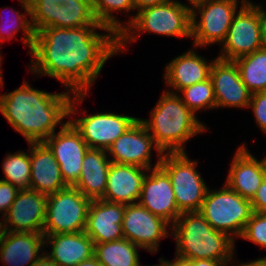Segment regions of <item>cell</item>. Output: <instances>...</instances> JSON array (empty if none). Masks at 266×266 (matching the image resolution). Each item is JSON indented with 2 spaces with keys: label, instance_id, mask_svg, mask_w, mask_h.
Instances as JSON below:
<instances>
[{
  "label": "cell",
  "instance_id": "20",
  "mask_svg": "<svg viewBox=\"0 0 266 266\" xmlns=\"http://www.w3.org/2000/svg\"><path fill=\"white\" fill-rule=\"evenodd\" d=\"M147 170L135 165L111 162L106 191L101 199L124 205L138 202Z\"/></svg>",
  "mask_w": 266,
  "mask_h": 266
},
{
  "label": "cell",
  "instance_id": "11",
  "mask_svg": "<svg viewBox=\"0 0 266 266\" xmlns=\"http://www.w3.org/2000/svg\"><path fill=\"white\" fill-rule=\"evenodd\" d=\"M44 143L58 162L65 184L73 187L81 175L82 162L89 149L81 133L68 120L61 125L58 133L51 134Z\"/></svg>",
  "mask_w": 266,
  "mask_h": 266
},
{
  "label": "cell",
  "instance_id": "24",
  "mask_svg": "<svg viewBox=\"0 0 266 266\" xmlns=\"http://www.w3.org/2000/svg\"><path fill=\"white\" fill-rule=\"evenodd\" d=\"M44 240L43 233L6 231L0 246L1 263L7 266L32 265L45 247Z\"/></svg>",
  "mask_w": 266,
  "mask_h": 266
},
{
  "label": "cell",
  "instance_id": "32",
  "mask_svg": "<svg viewBox=\"0 0 266 266\" xmlns=\"http://www.w3.org/2000/svg\"><path fill=\"white\" fill-rule=\"evenodd\" d=\"M22 4V8L24 9V13H19L12 9L15 12L13 17H9L11 20L5 21L2 25L0 23V41L9 40L16 36L18 30L22 29L23 39H21L25 46L29 48V53L31 52L35 32L31 25V19H28L26 16H30V2L29 0H18ZM27 13V14H26ZM15 35V36H14Z\"/></svg>",
  "mask_w": 266,
  "mask_h": 266
},
{
  "label": "cell",
  "instance_id": "29",
  "mask_svg": "<svg viewBox=\"0 0 266 266\" xmlns=\"http://www.w3.org/2000/svg\"><path fill=\"white\" fill-rule=\"evenodd\" d=\"M34 32L47 27L61 28L63 0H29Z\"/></svg>",
  "mask_w": 266,
  "mask_h": 266
},
{
  "label": "cell",
  "instance_id": "3",
  "mask_svg": "<svg viewBox=\"0 0 266 266\" xmlns=\"http://www.w3.org/2000/svg\"><path fill=\"white\" fill-rule=\"evenodd\" d=\"M150 114L149 120L139 119L154 140L158 158L163 153H185V142L207 129L183 103L180 94L169 90L163 92Z\"/></svg>",
  "mask_w": 266,
  "mask_h": 266
},
{
  "label": "cell",
  "instance_id": "18",
  "mask_svg": "<svg viewBox=\"0 0 266 266\" xmlns=\"http://www.w3.org/2000/svg\"><path fill=\"white\" fill-rule=\"evenodd\" d=\"M125 205L102 199L92 200L89 206L84 232L94 244L124 238L123 215Z\"/></svg>",
  "mask_w": 266,
  "mask_h": 266
},
{
  "label": "cell",
  "instance_id": "30",
  "mask_svg": "<svg viewBox=\"0 0 266 266\" xmlns=\"http://www.w3.org/2000/svg\"><path fill=\"white\" fill-rule=\"evenodd\" d=\"M100 25L94 15L91 0H63L61 28Z\"/></svg>",
  "mask_w": 266,
  "mask_h": 266
},
{
  "label": "cell",
  "instance_id": "47",
  "mask_svg": "<svg viewBox=\"0 0 266 266\" xmlns=\"http://www.w3.org/2000/svg\"><path fill=\"white\" fill-rule=\"evenodd\" d=\"M203 1H207V0H188V2H190V4L192 6H194V5H196V4L200 3V2H203Z\"/></svg>",
  "mask_w": 266,
  "mask_h": 266
},
{
  "label": "cell",
  "instance_id": "15",
  "mask_svg": "<svg viewBox=\"0 0 266 266\" xmlns=\"http://www.w3.org/2000/svg\"><path fill=\"white\" fill-rule=\"evenodd\" d=\"M47 198L48 195L30 188L20 190L10 209L3 216L1 224L5 231L43 233Z\"/></svg>",
  "mask_w": 266,
  "mask_h": 266
},
{
  "label": "cell",
  "instance_id": "44",
  "mask_svg": "<svg viewBox=\"0 0 266 266\" xmlns=\"http://www.w3.org/2000/svg\"><path fill=\"white\" fill-rule=\"evenodd\" d=\"M235 266V265H234ZM238 266H266V257L264 258H258L254 261H251V262H245V263H241V265H238Z\"/></svg>",
  "mask_w": 266,
  "mask_h": 266
},
{
  "label": "cell",
  "instance_id": "35",
  "mask_svg": "<svg viewBox=\"0 0 266 266\" xmlns=\"http://www.w3.org/2000/svg\"><path fill=\"white\" fill-rule=\"evenodd\" d=\"M254 113L255 120L261 131L266 133V91L251 95L249 108Z\"/></svg>",
  "mask_w": 266,
  "mask_h": 266
},
{
  "label": "cell",
  "instance_id": "13",
  "mask_svg": "<svg viewBox=\"0 0 266 266\" xmlns=\"http://www.w3.org/2000/svg\"><path fill=\"white\" fill-rule=\"evenodd\" d=\"M160 160L158 158L154 168L148 170L151 171L150 174L146 173L138 203L172 226L181 212L176 205L170 177L160 166Z\"/></svg>",
  "mask_w": 266,
  "mask_h": 266
},
{
  "label": "cell",
  "instance_id": "5",
  "mask_svg": "<svg viewBox=\"0 0 266 266\" xmlns=\"http://www.w3.org/2000/svg\"><path fill=\"white\" fill-rule=\"evenodd\" d=\"M132 17L127 21L126 28L118 35L119 52H123L127 43L136 41V33L139 34L141 31L168 37L191 38V8L180 1L172 0L146 7Z\"/></svg>",
  "mask_w": 266,
  "mask_h": 266
},
{
  "label": "cell",
  "instance_id": "28",
  "mask_svg": "<svg viewBox=\"0 0 266 266\" xmlns=\"http://www.w3.org/2000/svg\"><path fill=\"white\" fill-rule=\"evenodd\" d=\"M29 154L23 151H17L14 154H7L2 163L4 179L2 181L11 183L19 190L30 188L31 162L30 148Z\"/></svg>",
  "mask_w": 266,
  "mask_h": 266
},
{
  "label": "cell",
  "instance_id": "19",
  "mask_svg": "<svg viewBox=\"0 0 266 266\" xmlns=\"http://www.w3.org/2000/svg\"><path fill=\"white\" fill-rule=\"evenodd\" d=\"M232 160L225 184L251 201L266 177V157L258 161L243 144Z\"/></svg>",
  "mask_w": 266,
  "mask_h": 266
},
{
  "label": "cell",
  "instance_id": "33",
  "mask_svg": "<svg viewBox=\"0 0 266 266\" xmlns=\"http://www.w3.org/2000/svg\"><path fill=\"white\" fill-rule=\"evenodd\" d=\"M183 103L196 115L201 109H216L214 88L210 77L180 91Z\"/></svg>",
  "mask_w": 266,
  "mask_h": 266
},
{
  "label": "cell",
  "instance_id": "16",
  "mask_svg": "<svg viewBox=\"0 0 266 266\" xmlns=\"http://www.w3.org/2000/svg\"><path fill=\"white\" fill-rule=\"evenodd\" d=\"M216 108L238 107L249 108L252 93L242 82L234 61L216 58L210 70Z\"/></svg>",
  "mask_w": 266,
  "mask_h": 266
},
{
  "label": "cell",
  "instance_id": "4",
  "mask_svg": "<svg viewBox=\"0 0 266 266\" xmlns=\"http://www.w3.org/2000/svg\"><path fill=\"white\" fill-rule=\"evenodd\" d=\"M171 230L176 257L187 261L212 259L225 264L233 261L235 240L215 230L200 212L181 213Z\"/></svg>",
  "mask_w": 266,
  "mask_h": 266
},
{
  "label": "cell",
  "instance_id": "40",
  "mask_svg": "<svg viewBox=\"0 0 266 266\" xmlns=\"http://www.w3.org/2000/svg\"><path fill=\"white\" fill-rule=\"evenodd\" d=\"M260 23L262 34V48L266 49V11L260 5Z\"/></svg>",
  "mask_w": 266,
  "mask_h": 266
},
{
  "label": "cell",
  "instance_id": "1",
  "mask_svg": "<svg viewBox=\"0 0 266 266\" xmlns=\"http://www.w3.org/2000/svg\"><path fill=\"white\" fill-rule=\"evenodd\" d=\"M97 29L108 33L99 34ZM116 53L118 35L103 25L47 27L35 32L29 70L58 79L74 94H88L106 61Z\"/></svg>",
  "mask_w": 266,
  "mask_h": 266
},
{
  "label": "cell",
  "instance_id": "10",
  "mask_svg": "<svg viewBox=\"0 0 266 266\" xmlns=\"http://www.w3.org/2000/svg\"><path fill=\"white\" fill-rule=\"evenodd\" d=\"M222 45V54L217 58L228 61L262 48L260 5L241 0V7L234 16Z\"/></svg>",
  "mask_w": 266,
  "mask_h": 266
},
{
  "label": "cell",
  "instance_id": "8",
  "mask_svg": "<svg viewBox=\"0 0 266 266\" xmlns=\"http://www.w3.org/2000/svg\"><path fill=\"white\" fill-rule=\"evenodd\" d=\"M91 201L71 186L48 195L43 234L84 231Z\"/></svg>",
  "mask_w": 266,
  "mask_h": 266
},
{
  "label": "cell",
  "instance_id": "48",
  "mask_svg": "<svg viewBox=\"0 0 266 266\" xmlns=\"http://www.w3.org/2000/svg\"><path fill=\"white\" fill-rule=\"evenodd\" d=\"M160 264L152 265V266H168L162 259H159Z\"/></svg>",
  "mask_w": 266,
  "mask_h": 266
},
{
  "label": "cell",
  "instance_id": "7",
  "mask_svg": "<svg viewBox=\"0 0 266 266\" xmlns=\"http://www.w3.org/2000/svg\"><path fill=\"white\" fill-rule=\"evenodd\" d=\"M198 162L186 153H163L160 166L170 177L176 205L181 213L199 212L208 187L196 170Z\"/></svg>",
  "mask_w": 266,
  "mask_h": 266
},
{
  "label": "cell",
  "instance_id": "12",
  "mask_svg": "<svg viewBox=\"0 0 266 266\" xmlns=\"http://www.w3.org/2000/svg\"><path fill=\"white\" fill-rule=\"evenodd\" d=\"M171 226L164 219L155 216L138 202L125 205L123 215L124 238L149 252H158L161 238L168 237Z\"/></svg>",
  "mask_w": 266,
  "mask_h": 266
},
{
  "label": "cell",
  "instance_id": "38",
  "mask_svg": "<svg viewBox=\"0 0 266 266\" xmlns=\"http://www.w3.org/2000/svg\"><path fill=\"white\" fill-rule=\"evenodd\" d=\"M133 1H134L135 10L139 11L143 8L164 4L172 0H133Z\"/></svg>",
  "mask_w": 266,
  "mask_h": 266
},
{
  "label": "cell",
  "instance_id": "42",
  "mask_svg": "<svg viewBox=\"0 0 266 266\" xmlns=\"http://www.w3.org/2000/svg\"><path fill=\"white\" fill-rule=\"evenodd\" d=\"M168 266H192V263L187 260L180 259L175 256L173 261L165 260L161 258Z\"/></svg>",
  "mask_w": 266,
  "mask_h": 266
},
{
  "label": "cell",
  "instance_id": "6",
  "mask_svg": "<svg viewBox=\"0 0 266 266\" xmlns=\"http://www.w3.org/2000/svg\"><path fill=\"white\" fill-rule=\"evenodd\" d=\"M199 212L215 230L235 239L241 237L253 209L250 200L225 184L219 190H207Z\"/></svg>",
  "mask_w": 266,
  "mask_h": 266
},
{
  "label": "cell",
  "instance_id": "21",
  "mask_svg": "<svg viewBox=\"0 0 266 266\" xmlns=\"http://www.w3.org/2000/svg\"><path fill=\"white\" fill-rule=\"evenodd\" d=\"M31 178L30 189L50 195L68 187L58 162L44 142H29Z\"/></svg>",
  "mask_w": 266,
  "mask_h": 266
},
{
  "label": "cell",
  "instance_id": "45",
  "mask_svg": "<svg viewBox=\"0 0 266 266\" xmlns=\"http://www.w3.org/2000/svg\"><path fill=\"white\" fill-rule=\"evenodd\" d=\"M5 232L6 231L3 228L2 224H1V221H0V246H1V243H2V240H3V237H4Z\"/></svg>",
  "mask_w": 266,
  "mask_h": 266
},
{
  "label": "cell",
  "instance_id": "37",
  "mask_svg": "<svg viewBox=\"0 0 266 266\" xmlns=\"http://www.w3.org/2000/svg\"><path fill=\"white\" fill-rule=\"evenodd\" d=\"M251 204L253 212L266 213V177L257 189L255 196L251 200Z\"/></svg>",
  "mask_w": 266,
  "mask_h": 266
},
{
  "label": "cell",
  "instance_id": "23",
  "mask_svg": "<svg viewBox=\"0 0 266 266\" xmlns=\"http://www.w3.org/2000/svg\"><path fill=\"white\" fill-rule=\"evenodd\" d=\"M45 246L51 245L47 253L58 266H75L94 256L95 244L84 232L44 235Z\"/></svg>",
  "mask_w": 266,
  "mask_h": 266
},
{
  "label": "cell",
  "instance_id": "9",
  "mask_svg": "<svg viewBox=\"0 0 266 266\" xmlns=\"http://www.w3.org/2000/svg\"><path fill=\"white\" fill-rule=\"evenodd\" d=\"M238 0H207L191 6V37L194 47L222 44L236 15ZM200 20L197 21V14ZM197 13V14H196Z\"/></svg>",
  "mask_w": 266,
  "mask_h": 266
},
{
  "label": "cell",
  "instance_id": "26",
  "mask_svg": "<svg viewBox=\"0 0 266 266\" xmlns=\"http://www.w3.org/2000/svg\"><path fill=\"white\" fill-rule=\"evenodd\" d=\"M138 247L126 238L95 244L94 256L103 266H140Z\"/></svg>",
  "mask_w": 266,
  "mask_h": 266
},
{
  "label": "cell",
  "instance_id": "27",
  "mask_svg": "<svg viewBox=\"0 0 266 266\" xmlns=\"http://www.w3.org/2000/svg\"><path fill=\"white\" fill-rule=\"evenodd\" d=\"M234 62L242 82L252 94L266 91V49L256 50Z\"/></svg>",
  "mask_w": 266,
  "mask_h": 266
},
{
  "label": "cell",
  "instance_id": "34",
  "mask_svg": "<svg viewBox=\"0 0 266 266\" xmlns=\"http://www.w3.org/2000/svg\"><path fill=\"white\" fill-rule=\"evenodd\" d=\"M241 238L266 248V213L253 212Z\"/></svg>",
  "mask_w": 266,
  "mask_h": 266
},
{
  "label": "cell",
  "instance_id": "39",
  "mask_svg": "<svg viewBox=\"0 0 266 266\" xmlns=\"http://www.w3.org/2000/svg\"><path fill=\"white\" fill-rule=\"evenodd\" d=\"M42 253L43 252H41L39 258L30 266H58L47 253Z\"/></svg>",
  "mask_w": 266,
  "mask_h": 266
},
{
  "label": "cell",
  "instance_id": "22",
  "mask_svg": "<svg viewBox=\"0 0 266 266\" xmlns=\"http://www.w3.org/2000/svg\"><path fill=\"white\" fill-rule=\"evenodd\" d=\"M212 64L213 61L209 63L193 50L172 59L164 74L166 84L172 88L169 92L178 94L182 89L208 79Z\"/></svg>",
  "mask_w": 266,
  "mask_h": 266
},
{
  "label": "cell",
  "instance_id": "17",
  "mask_svg": "<svg viewBox=\"0 0 266 266\" xmlns=\"http://www.w3.org/2000/svg\"><path fill=\"white\" fill-rule=\"evenodd\" d=\"M155 145L152 136L138 119L107 149L112 163L135 165L151 169V151ZM112 156V157H110Z\"/></svg>",
  "mask_w": 266,
  "mask_h": 266
},
{
  "label": "cell",
  "instance_id": "14",
  "mask_svg": "<svg viewBox=\"0 0 266 266\" xmlns=\"http://www.w3.org/2000/svg\"><path fill=\"white\" fill-rule=\"evenodd\" d=\"M139 118L114 113H96L69 120L91 149L106 150Z\"/></svg>",
  "mask_w": 266,
  "mask_h": 266
},
{
  "label": "cell",
  "instance_id": "25",
  "mask_svg": "<svg viewBox=\"0 0 266 266\" xmlns=\"http://www.w3.org/2000/svg\"><path fill=\"white\" fill-rule=\"evenodd\" d=\"M107 154L106 150L89 148L82 162L81 175L73 186L91 200L101 199L106 191L111 163Z\"/></svg>",
  "mask_w": 266,
  "mask_h": 266
},
{
  "label": "cell",
  "instance_id": "31",
  "mask_svg": "<svg viewBox=\"0 0 266 266\" xmlns=\"http://www.w3.org/2000/svg\"><path fill=\"white\" fill-rule=\"evenodd\" d=\"M91 4L97 21L101 25L112 29L117 35L126 28V25L118 21L112 13L121 10L126 12L135 10L133 0H91Z\"/></svg>",
  "mask_w": 266,
  "mask_h": 266
},
{
  "label": "cell",
  "instance_id": "46",
  "mask_svg": "<svg viewBox=\"0 0 266 266\" xmlns=\"http://www.w3.org/2000/svg\"><path fill=\"white\" fill-rule=\"evenodd\" d=\"M0 54H1V52H0ZM1 64H2V56L0 55V87H2L3 85V77H2V73H1Z\"/></svg>",
  "mask_w": 266,
  "mask_h": 266
},
{
  "label": "cell",
  "instance_id": "43",
  "mask_svg": "<svg viewBox=\"0 0 266 266\" xmlns=\"http://www.w3.org/2000/svg\"><path fill=\"white\" fill-rule=\"evenodd\" d=\"M75 266H103V265L100 262H98V260L95 256H93L90 259L79 262Z\"/></svg>",
  "mask_w": 266,
  "mask_h": 266
},
{
  "label": "cell",
  "instance_id": "36",
  "mask_svg": "<svg viewBox=\"0 0 266 266\" xmlns=\"http://www.w3.org/2000/svg\"><path fill=\"white\" fill-rule=\"evenodd\" d=\"M20 190L11 183L0 180V213L2 217L8 212Z\"/></svg>",
  "mask_w": 266,
  "mask_h": 266
},
{
  "label": "cell",
  "instance_id": "41",
  "mask_svg": "<svg viewBox=\"0 0 266 266\" xmlns=\"http://www.w3.org/2000/svg\"><path fill=\"white\" fill-rule=\"evenodd\" d=\"M192 266H224V262L215 261L212 259H198L190 261Z\"/></svg>",
  "mask_w": 266,
  "mask_h": 266
},
{
  "label": "cell",
  "instance_id": "2",
  "mask_svg": "<svg viewBox=\"0 0 266 266\" xmlns=\"http://www.w3.org/2000/svg\"><path fill=\"white\" fill-rule=\"evenodd\" d=\"M86 95L71 91L53 94L34 89L25 81L14 91L0 95V113L28 143L44 142L55 132L59 122L67 123L61 122L63 118L78 112L75 106L77 102L82 103Z\"/></svg>",
  "mask_w": 266,
  "mask_h": 266
}]
</instances>
